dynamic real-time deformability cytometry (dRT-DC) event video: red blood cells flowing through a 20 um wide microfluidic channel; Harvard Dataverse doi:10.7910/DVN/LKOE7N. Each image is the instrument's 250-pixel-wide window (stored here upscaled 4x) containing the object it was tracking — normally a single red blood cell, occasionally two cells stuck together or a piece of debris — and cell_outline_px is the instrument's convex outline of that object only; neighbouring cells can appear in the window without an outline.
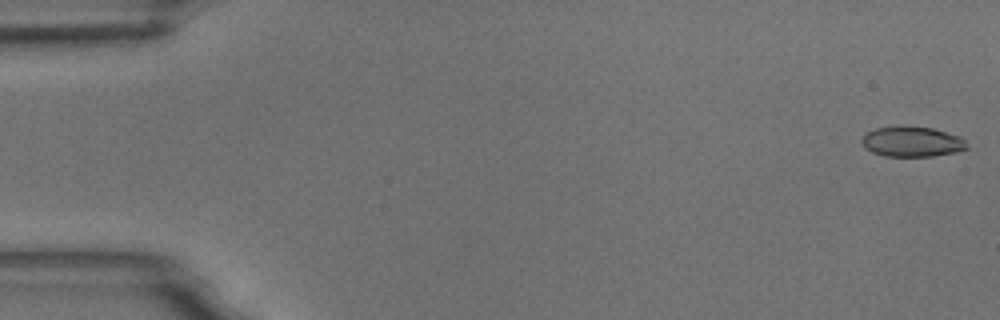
{"species": "common noctule bat (a hibernating species)", "species_latin": "Nyctalus noctula", "temperature_condition": "room temperature", "stored_images_in_passage": 56, "camera_frame_rate_fps": 3000, "um_per_image_px": 0.085, "animal": {"sex": "male", "body_mass_g": 18.8}, "frame": {"image": 1, "passage_image": 1, "time_ms": 0.0, "image_size_px": [1000, 320], "cell_outline_px": [[968, 148], [956, 152], [932, 156], [884, 156], [872, 152], [864, 148], [860, 140], [868, 132], [876, 128], [900, 124], [904, 124], [932, 128], [960, 136], [964, 140]], "centroid_in_image_um": [77.49, 12.02], "position_along_channel_um": 7.5, "area_um2": 18.84}}
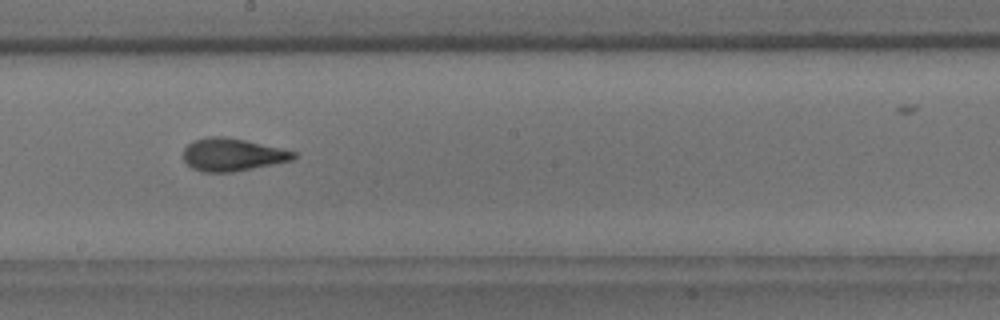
{"frame": {"image": 2, "passage_image": 31, "time_ms": 10.0, "image_size_px": [1000, 320], "cell_outline_px": [[296, 156], [292, 160], [232, 172], [204, 172], [192, 168], [184, 160], [184, 148], [188, 144], [196, 140], [212, 136], [224, 136], [244, 140], [280, 148], [296, 152]], "centroid_in_image_um": [19.74, 13.15], "position_along_channel_um": 228.5, "area_um2": 20.63}}
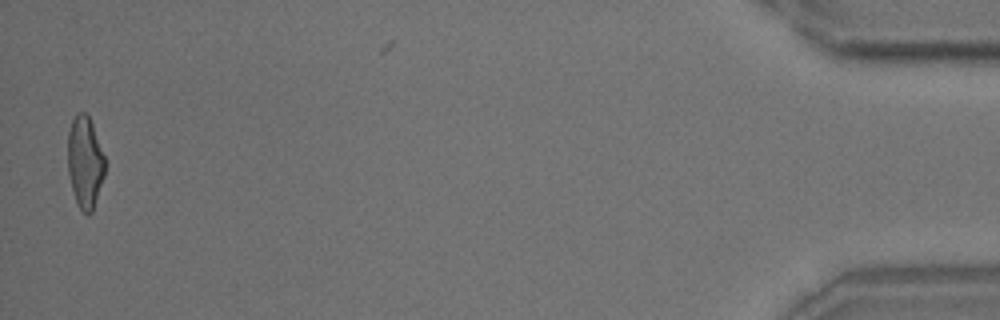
{"frame": {"image": 3, "passage_image": 55, "time_ms": 18.0, "image_size_px": [1000, 320], "cell_outline_px": [[104, 176], [92, 212], [88, 216], [76, 204], [68, 172], [68, 132], [72, 120], [76, 112], [84, 112], [88, 116], [92, 124], [104, 156]], "centroid_in_image_um": [7.21, 13.79], "position_along_channel_um": 428.0, "area_um2": 19.71}, "authors_computed_cell_mechanics": {"area_um2": 20.4034, "velocity_mm_per_s": 3.6415, "shape_relaxation_time_tau1_ms": 5.7357, "shape_relaxation_time_tau2_ms": 1.6467, "deformation_change_tau1": 0.1778, "deformation_change_tau2": 0.0946}}